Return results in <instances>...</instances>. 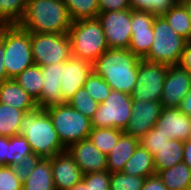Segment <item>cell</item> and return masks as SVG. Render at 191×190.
<instances>
[{"mask_svg":"<svg viewBox=\"0 0 191 190\" xmlns=\"http://www.w3.org/2000/svg\"><path fill=\"white\" fill-rule=\"evenodd\" d=\"M70 190H88V187L86 183L83 180H81L80 182L75 184Z\"/></svg>","mask_w":191,"mask_h":190,"instance_id":"obj_48","label":"cell"},{"mask_svg":"<svg viewBox=\"0 0 191 190\" xmlns=\"http://www.w3.org/2000/svg\"><path fill=\"white\" fill-rule=\"evenodd\" d=\"M68 37L72 56L91 63L109 49L101 23L97 18L72 21Z\"/></svg>","mask_w":191,"mask_h":190,"instance_id":"obj_4","label":"cell"},{"mask_svg":"<svg viewBox=\"0 0 191 190\" xmlns=\"http://www.w3.org/2000/svg\"><path fill=\"white\" fill-rule=\"evenodd\" d=\"M184 141L169 140L153 155L156 175L167 168L183 162Z\"/></svg>","mask_w":191,"mask_h":190,"instance_id":"obj_23","label":"cell"},{"mask_svg":"<svg viewBox=\"0 0 191 190\" xmlns=\"http://www.w3.org/2000/svg\"><path fill=\"white\" fill-rule=\"evenodd\" d=\"M8 137L0 136V164L7 165Z\"/></svg>","mask_w":191,"mask_h":190,"instance_id":"obj_45","label":"cell"},{"mask_svg":"<svg viewBox=\"0 0 191 190\" xmlns=\"http://www.w3.org/2000/svg\"><path fill=\"white\" fill-rule=\"evenodd\" d=\"M191 89V73L179 65L168 66L160 100L162 108H178Z\"/></svg>","mask_w":191,"mask_h":190,"instance_id":"obj_14","label":"cell"},{"mask_svg":"<svg viewBox=\"0 0 191 190\" xmlns=\"http://www.w3.org/2000/svg\"><path fill=\"white\" fill-rule=\"evenodd\" d=\"M122 172L143 178L156 175L153 155L139 144L132 157L125 163Z\"/></svg>","mask_w":191,"mask_h":190,"instance_id":"obj_24","label":"cell"},{"mask_svg":"<svg viewBox=\"0 0 191 190\" xmlns=\"http://www.w3.org/2000/svg\"><path fill=\"white\" fill-rule=\"evenodd\" d=\"M153 128L172 140L187 141L191 138V123L188 115L179 108H162Z\"/></svg>","mask_w":191,"mask_h":190,"instance_id":"obj_17","label":"cell"},{"mask_svg":"<svg viewBox=\"0 0 191 190\" xmlns=\"http://www.w3.org/2000/svg\"><path fill=\"white\" fill-rule=\"evenodd\" d=\"M141 190H168L158 175L147 177Z\"/></svg>","mask_w":191,"mask_h":190,"instance_id":"obj_43","label":"cell"},{"mask_svg":"<svg viewBox=\"0 0 191 190\" xmlns=\"http://www.w3.org/2000/svg\"><path fill=\"white\" fill-rule=\"evenodd\" d=\"M99 13L132 9L130 0H98Z\"/></svg>","mask_w":191,"mask_h":190,"instance_id":"obj_41","label":"cell"},{"mask_svg":"<svg viewBox=\"0 0 191 190\" xmlns=\"http://www.w3.org/2000/svg\"><path fill=\"white\" fill-rule=\"evenodd\" d=\"M162 16L177 34L191 41V20L180 1Z\"/></svg>","mask_w":191,"mask_h":190,"instance_id":"obj_27","label":"cell"},{"mask_svg":"<svg viewBox=\"0 0 191 190\" xmlns=\"http://www.w3.org/2000/svg\"><path fill=\"white\" fill-rule=\"evenodd\" d=\"M83 87L98 103L104 102L112 90L106 81L94 72L87 77Z\"/></svg>","mask_w":191,"mask_h":190,"instance_id":"obj_36","label":"cell"},{"mask_svg":"<svg viewBox=\"0 0 191 190\" xmlns=\"http://www.w3.org/2000/svg\"><path fill=\"white\" fill-rule=\"evenodd\" d=\"M157 175L168 190H191V168L184 162L162 170Z\"/></svg>","mask_w":191,"mask_h":190,"instance_id":"obj_25","label":"cell"},{"mask_svg":"<svg viewBox=\"0 0 191 190\" xmlns=\"http://www.w3.org/2000/svg\"><path fill=\"white\" fill-rule=\"evenodd\" d=\"M14 79L36 102L41 99L43 78L39 65L29 66Z\"/></svg>","mask_w":191,"mask_h":190,"instance_id":"obj_26","label":"cell"},{"mask_svg":"<svg viewBox=\"0 0 191 190\" xmlns=\"http://www.w3.org/2000/svg\"><path fill=\"white\" fill-rule=\"evenodd\" d=\"M55 190H70L83 178V173L67 150L51 157Z\"/></svg>","mask_w":191,"mask_h":190,"instance_id":"obj_18","label":"cell"},{"mask_svg":"<svg viewBox=\"0 0 191 190\" xmlns=\"http://www.w3.org/2000/svg\"><path fill=\"white\" fill-rule=\"evenodd\" d=\"M154 39L148 61L168 66L178 65L187 40L177 34L163 16H156L153 22Z\"/></svg>","mask_w":191,"mask_h":190,"instance_id":"obj_6","label":"cell"},{"mask_svg":"<svg viewBox=\"0 0 191 190\" xmlns=\"http://www.w3.org/2000/svg\"><path fill=\"white\" fill-rule=\"evenodd\" d=\"M183 162L191 168V138L184 141Z\"/></svg>","mask_w":191,"mask_h":190,"instance_id":"obj_47","label":"cell"},{"mask_svg":"<svg viewBox=\"0 0 191 190\" xmlns=\"http://www.w3.org/2000/svg\"><path fill=\"white\" fill-rule=\"evenodd\" d=\"M19 126L20 135L26 138L35 155L41 158H51L66 150L49 114L44 109L37 107L25 112Z\"/></svg>","mask_w":191,"mask_h":190,"instance_id":"obj_3","label":"cell"},{"mask_svg":"<svg viewBox=\"0 0 191 190\" xmlns=\"http://www.w3.org/2000/svg\"><path fill=\"white\" fill-rule=\"evenodd\" d=\"M72 21L97 18L99 14L98 0H63Z\"/></svg>","mask_w":191,"mask_h":190,"instance_id":"obj_30","label":"cell"},{"mask_svg":"<svg viewBox=\"0 0 191 190\" xmlns=\"http://www.w3.org/2000/svg\"><path fill=\"white\" fill-rule=\"evenodd\" d=\"M139 144V138L123 133L107 155V171L122 172L125 163L132 157Z\"/></svg>","mask_w":191,"mask_h":190,"instance_id":"obj_21","label":"cell"},{"mask_svg":"<svg viewBox=\"0 0 191 190\" xmlns=\"http://www.w3.org/2000/svg\"><path fill=\"white\" fill-rule=\"evenodd\" d=\"M4 55H5V49H4V25L0 26V83L8 80L6 68L4 65Z\"/></svg>","mask_w":191,"mask_h":190,"instance_id":"obj_42","label":"cell"},{"mask_svg":"<svg viewBox=\"0 0 191 190\" xmlns=\"http://www.w3.org/2000/svg\"><path fill=\"white\" fill-rule=\"evenodd\" d=\"M34 64L46 66L62 63L72 57L68 33H31Z\"/></svg>","mask_w":191,"mask_h":190,"instance_id":"obj_9","label":"cell"},{"mask_svg":"<svg viewBox=\"0 0 191 190\" xmlns=\"http://www.w3.org/2000/svg\"><path fill=\"white\" fill-rule=\"evenodd\" d=\"M50 116L61 143L67 148L73 143L88 138L91 132V119L67 103L44 109Z\"/></svg>","mask_w":191,"mask_h":190,"instance_id":"obj_7","label":"cell"},{"mask_svg":"<svg viewBox=\"0 0 191 190\" xmlns=\"http://www.w3.org/2000/svg\"><path fill=\"white\" fill-rule=\"evenodd\" d=\"M185 115L191 114V89L187 92L178 107Z\"/></svg>","mask_w":191,"mask_h":190,"instance_id":"obj_46","label":"cell"},{"mask_svg":"<svg viewBox=\"0 0 191 190\" xmlns=\"http://www.w3.org/2000/svg\"><path fill=\"white\" fill-rule=\"evenodd\" d=\"M88 190H110V172L100 171L83 175Z\"/></svg>","mask_w":191,"mask_h":190,"instance_id":"obj_38","label":"cell"},{"mask_svg":"<svg viewBox=\"0 0 191 190\" xmlns=\"http://www.w3.org/2000/svg\"><path fill=\"white\" fill-rule=\"evenodd\" d=\"M66 103L89 119L93 118L99 106V103L92 98L84 87L80 88Z\"/></svg>","mask_w":191,"mask_h":190,"instance_id":"obj_32","label":"cell"},{"mask_svg":"<svg viewBox=\"0 0 191 190\" xmlns=\"http://www.w3.org/2000/svg\"><path fill=\"white\" fill-rule=\"evenodd\" d=\"M72 24L63 0H33L26 4L23 18L18 23L30 33H68Z\"/></svg>","mask_w":191,"mask_h":190,"instance_id":"obj_2","label":"cell"},{"mask_svg":"<svg viewBox=\"0 0 191 190\" xmlns=\"http://www.w3.org/2000/svg\"><path fill=\"white\" fill-rule=\"evenodd\" d=\"M178 65L191 73V41H187L185 44Z\"/></svg>","mask_w":191,"mask_h":190,"instance_id":"obj_44","label":"cell"},{"mask_svg":"<svg viewBox=\"0 0 191 190\" xmlns=\"http://www.w3.org/2000/svg\"><path fill=\"white\" fill-rule=\"evenodd\" d=\"M123 133L117 128L92 127L88 138L103 154L108 155Z\"/></svg>","mask_w":191,"mask_h":190,"instance_id":"obj_29","label":"cell"},{"mask_svg":"<svg viewBox=\"0 0 191 190\" xmlns=\"http://www.w3.org/2000/svg\"><path fill=\"white\" fill-rule=\"evenodd\" d=\"M106 42L112 49H128L131 36V9L99 13Z\"/></svg>","mask_w":191,"mask_h":190,"instance_id":"obj_11","label":"cell"},{"mask_svg":"<svg viewBox=\"0 0 191 190\" xmlns=\"http://www.w3.org/2000/svg\"><path fill=\"white\" fill-rule=\"evenodd\" d=\"M4 65L8 79H14L34 64L31 33L18 24L4 25Z\"/></svg>","mask_w":191,"mask_h":190,"instance_id":"obj_5","label":"cell"},{"mask_svg":"<svg viewBox=\"0 0 191 190\" xmlns=\"http://www.w3.org/2000/svg\"><path fill=\"white\" fill-rule=\"evenodd\" d=\"M189 122L191 123V114L188 115Z\"/></svg>","mask_w":191,"mask_h":190,"instance_id":"obj_50","label":"cell"},{"mask_svg":"<svg viewBox=\"0 0 191 190\" xmlns=\"http://www.w3.org/2000/svg\"><path fill=\"white\" fill-rule=\"evenodd\" d=\"M131 95L111 90L104 102L99 103L98 109L91 119L95 128H117L125 130L131 117Z\"/></svg>","mask_w":191,"mask_h":190,"instance_id":"obj_8","label":"cell"},{"mask_svg":"<svg viewBox=\"0 0 191 190\" xmlns=\"http://www.w3.org/2000/svg\"><path fill=\"white\" fill-rule=\"evenodd\" d=\"M140 58L129 49H107L93 62V72L112 90L131 95L137 82Z\"/></svg>","mask_w":191,"mask_h":190,"instance_id":"obj_1","label":"cell"},{"mask_svg":"<svg viewBox=\"0 0 191 190\" xmlns=\"http://www.w3.org/2000/svg\"><path fill=\"white\" fill-rule=\"evenodd\" d=\"M83 175L107 170V155L103 154L89 138L73 143L66 148Z\"/></svg>","mask_w":191,"mask_h":190,"instance_id":"obj_16","label":"cell"},{"mask_svg":"<svg viewBox=\"0 0 191 190\" xmlns=\"http://www.w3.org/2000/svg\"><path fill=\"white\" fill-rule=\"evenodd\" d=\"M180 2L184 5V7L186 8L188 15L190 17L191 20V0H180Z\"/></svg>","mask_w":191,"mask_h":190,"instance_id":"obj_49","label":"cell"},{"mask_svg":"<svg viewBox=\"0 0 191 190\" xmlns=\"http://www.w3.org/2000/svg\"><path fill=\"white\" fill-rule=\"evenodd\" d=\"M41 159L40 156L31 153L22 159L18 164L13 165L15 174L23 181L36 167V164Z\"/></svg>","mask_w":191,"mask_h":190,"instance_id":"obj_40","label":"cell"},{"mask_svg":"<svg viewBox=\"0 0 191 190\" xmlns=\"http://www.w3.org/2000/svg\"><path fill=\"white\" fill-rule=\"evenodd\" d=\"M155 17L148 11L131 9L132 36L128 49L140 59H144L152 47Z\"/></svg>","mask_w":191,"mask_h":190,"instance_id":"obj_12","label":"cell"},{"mask_svg":"<svg viewBox=\"0 0 191 190\" xmlns=\"http://www.w3.org/2000/svg\"><path fill=\"white\" fill-rule=\"evenodd\" d=\"M168 65L140 59L132 100L160 101Z\"/></svg>","mask_w":191,"mask_h":190,"instance_id":"obj_10","label":"cell"},{"mask_svg":"<svg viewBox=\"0 0 191 190\" xmlns=\"http://www.w3.org/2000/svg\"><path fill=\"white\" fill-rule=\"evenodd\" d=\"M31 153H33L31 147L24 136L19 134L8 137L7 165H16Z\"/></svg>","mask_w":191,"mask_h":190,"instance_id":"obj_33","label":"cell"},{"mask_svg":"<svg viewBox=\"0 0 191 190\" xmlns=\"http://www.w3.org/2000/svg\"><path fill=\"white\" fill-rule=\"evenodd\" d=\"M169 140H171V138L152 128L140 138V144L154 155Z\"/></svg>","mask_w":191,"mask_h":190,"instance_id":"obj_37","label":"cell"},{"mask_svg":"<svg viewBox=\"0 0 191 190\" xmlns=\"http://www.w3.org/2000/svg\"><path fill=\"white\" fill-rule=\"evenodd\" d=\"M24 1H25L26 4H27V3H29V2H31V1H33V0H24Z\"/></svg>","mask_w":191,"mask_h":190,"instance_id":"obj_51","label":"cell"},{"mask_svg":"<svg viewBox=\"0 0 191 190\" xmlns=\"http://www.w3.org/2000/svg\"><path fill=\"white\" fill-rule=\"evenodd\" d=\"M161 109L160 101L132 100L131 117L123 132L142 138L156 124Z\"/></svg>","mask_w":191,"mask_h":190,"instance_id":"obj_13","label":"cell"},{"mask_svg":"<svg viewBox=\"0 0 191 190\" xmlns=\"http://www.w3.org/2000/svg\"><path fill=\"white\" fill-rule=\"evenodd\" d=\"M22 183V190H55L51 158H41Z\"/></svg>","mask_w":191,"mask_h":190,"instance_id":"obj_22","label":"cell"},{"mask_svg":"<svg viewBox=\"0 0 191 190\" xmlns=\"http://www.w3.org/2000/svg\"><path fill=\"white\" fill-rule=\"evenodd\" d=\"M131 7L135 10H143L162 16L175 6L180 0H130Z\"/></svg>","mask_w":191,"mask_h":190,"instance_id":"obj_35","label":"cell"},{"mask_svg":"<svg viewBox=\"0 0 191 190\" xmlns=\"http://www.w3.org/2000/svg\"><path fill=\"white\" fill-rule=\"evenodd\" d=\"M0 103L10 105L24 112L32 111L38 107L33 97L15 79H8L0 83Z\"/></svg>","mask_w":191,"mask_h":190,"instance_id":"obj_20","label":"cell"},{"mask_svg":"<svg viewBox=\"0 0 191 190\" xmlns=\"http://www.w3.org/2000/svg\"><path fill=\"white\" fill-rule=\"evenodd\" d=\"M25 112L0 103V136L12 137L20 134V122Z\"/></svg>","mask_w":191,"mask_h":190,"instance_id":"obj_28","label":"cell"},{"mask_svg":"<svg viewBox=\"0 0 191 190\" xmlns=\"http://www.w3.org/2000/svg\"><path fill=\"white\" fill-rule=\"evenodd\" d=\"M25 9L24 0H0V26L18 24Z\"/></svg>","mask_w":191,"mask_h":190,"instance_id":"obj_31","label":"cell"},{"mask_svg":"<svg viewBox=\"0 0 191 190\" xmlns=\"http://www.w3.org/2000/svg\"><path fill=\"white\" fill-rule=\"evenodd\" d=\"M63 62L41 66L42 71V92L41 99L37 102L39 108L62 104L61 80Z\"/></svg>","mask_w":191,"mask_h":190,"instance_id":"obj_19","label":"cell"},{"mask_svg":"<svg viewBox=\"0 0 191 190\" xmlns=\"http://www.w3.org/2000/svg\"><path fill=\"white\" fill-rule=\"evenodd\" d=\"M22 184L12 166H0V190H22Z\"/></svg>","mask_w":191,"mask_h":190,"instance_id":"obj_39","label":"cell"},{"mask_svg":"<svg viewBox=\"0 0 191 190\" xmlns=\"http://www.w3.org/2000/svg\"><path fill=\"white\" fill-rule=\"evenodd\" d=\"M93 72V63L72 56L63 62L61 92L62 104L84 86L87 77Z\"/></svg>","mask_w":191,"mask_h":190,"instance_id":"obj_15","label":"cell"},{"mask_svg":"<svg viewBox=\"0 0 191 190\" xmlns=\"http://www.w3.org/2000/svg\"><path fill=\"white\" fill-rule=\"evenodd\" d=\"M146 178L123 172L110 173V190H141Z\"/></svg>","mask_w":191,"mask_h":190,"instance_id":"obj_34","label":"cell"}]
</instances>
